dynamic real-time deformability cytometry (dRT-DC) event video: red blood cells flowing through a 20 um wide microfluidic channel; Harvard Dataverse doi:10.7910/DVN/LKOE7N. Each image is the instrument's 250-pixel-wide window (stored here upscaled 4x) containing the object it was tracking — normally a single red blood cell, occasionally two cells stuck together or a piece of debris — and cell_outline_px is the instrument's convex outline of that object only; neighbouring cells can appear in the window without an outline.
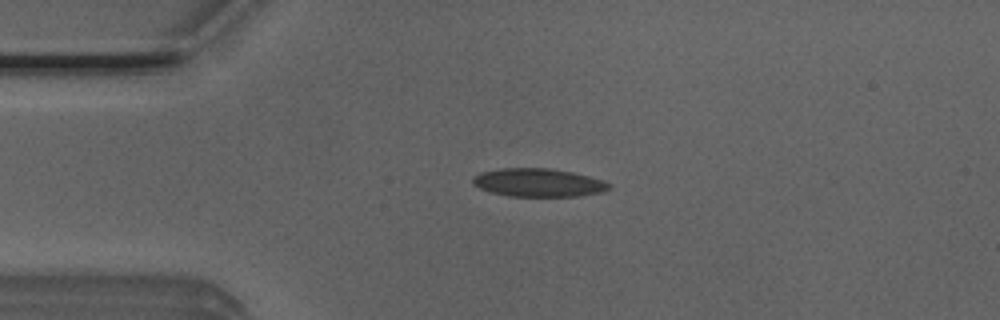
{"species": "Egyptian fruit bat (a non-hibernating species)", "species_latin": "Rousettus aegyptiacus", "temperature_condition": "room temperature", "stored_images_in_passage": 3, "camera_frame_rate_fps": 3000, "um_per_image_px": 0.085, "animal": {"sex": "male"}, "frame": {"image": 1, "passage_image": 2, "time_ms": 0.333, "image_size_px": [1000, 320], "cell_outline_px": [[612, 188], [604, 192], [580, 196], [508, 196], [492, 192], [480, 188], [472, 184], [472, 176], [480, 172], [500, 168], [548, 168], [572, 172], [604, 180], [612, 184]], "centroid_in_image_um": [45.79, 15.52], "position_along_channel_um": 39.2, "area_um2": 22.66}}